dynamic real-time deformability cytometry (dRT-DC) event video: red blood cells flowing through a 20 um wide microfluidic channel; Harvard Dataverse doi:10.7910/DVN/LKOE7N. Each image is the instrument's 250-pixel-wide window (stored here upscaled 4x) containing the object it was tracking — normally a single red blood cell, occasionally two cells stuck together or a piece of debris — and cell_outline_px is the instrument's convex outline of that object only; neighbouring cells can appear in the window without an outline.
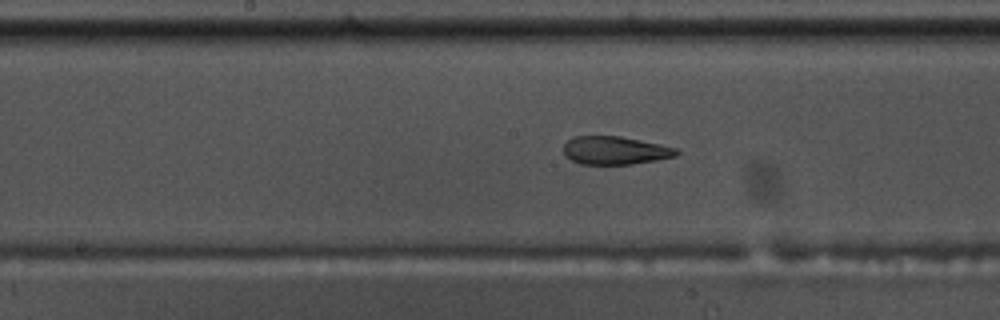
{"species": "common noctule bat (a hibernating species)", "species_latin": "Nyctalus noctula", "temperature_condition": "warm", "stored_images_in_passage": 27, "camera_frame_rate_fps": 3000, "um_per_image_px": 0.085, "animal": {"sex": "male", "body_mass_g": 17.5, "forearm_length_mm": 52.3}, "frame": {"image": 1, "passage_image": 12, "time_ms": 3.667, "image_size_px": [1000, 320], "cell_outline_px": [[680, 152], [676, 156], [656, 160], [632, 164], [580, 164], [572, 160], [564, 152], [564, 144], [572, 136], [620, 136], [660, 144], [676, 148]], "centroid_in_image_um": [52.29, 12.78], "position_along_channel_um": 195.9, "area_um2": 18.44}}
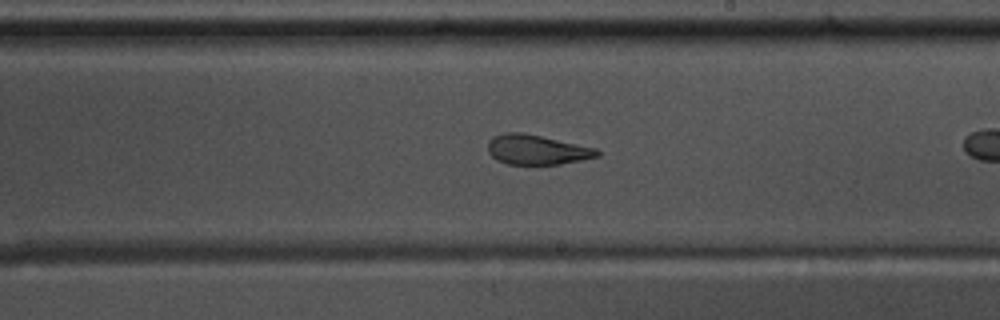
{"frame": {"image": 2, "passage_image": 16, "time_ms": 5.0, "image_size_px": [1000, 320], "cell_outline_px": [[600, 156], [560, 164], [508, 164], [496, 160], [488, 152], [488, 140], [492, 136], [504, 132], [520, 132], [540, 136], [596, 148], [600, 152]], "centroid_in_image_um": [45.59, 12.72], "position_along_channel_um": 243.4, "area_um2": 18.9}}